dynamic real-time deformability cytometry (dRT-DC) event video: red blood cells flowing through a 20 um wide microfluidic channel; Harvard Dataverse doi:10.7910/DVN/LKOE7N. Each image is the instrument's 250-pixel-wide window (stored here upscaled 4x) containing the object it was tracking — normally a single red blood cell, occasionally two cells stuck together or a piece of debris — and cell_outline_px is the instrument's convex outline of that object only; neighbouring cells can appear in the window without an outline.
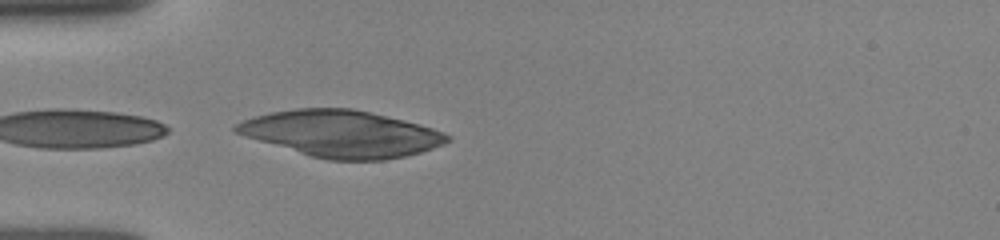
{"species": "human", "species_latin": "Homo sapiens", "temperature_condition": "room temperature", "stored_images_in_passage": 16, "camera_frame_rate_fps": 3000, "um_per_image_px": 0.085, "donor": {"sex": "female"}, "frame": {"image": 1, "passage_image": 8, "time_ms": 2.333, "image_size_px": [1000, 240], "cell_outline_px": [[452, 140], [444, 144], [420, 152], [404, 156], [384, 160], [328, 160], [312, 156], [260, 140], [236, 132], [232, 128], [236, 124], [244, 120], [256, 116], [272, 112], [296, 108], [352, 108], [404, 120], [420, 124], [444, 132], [452, 136]], "centroid_in_image_um": [29.09, 11.36], "position_along_channel_um": 55.9, "area_um2": 56.7}}
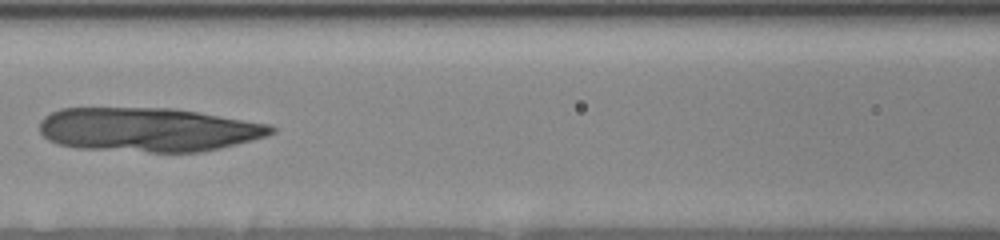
{"frame": {"image": 2, "passage_image": 13, "time_ms": 4.0, "image_size_px": [1000, 240], "cell_outline_px": [[276, 132], [268, 136], [220, 148], [200, 152], [148, 152], [76, 148], [56, 144], [48, 140], [40, 132], [40, 120], [44, 116], [60, 108], [172, 108], [268, 124], [276, 128]], "centroid_in_image_um": [12.56, 11.03], "position_along_channel_um": 154.0, "area_um2": 59.48}}
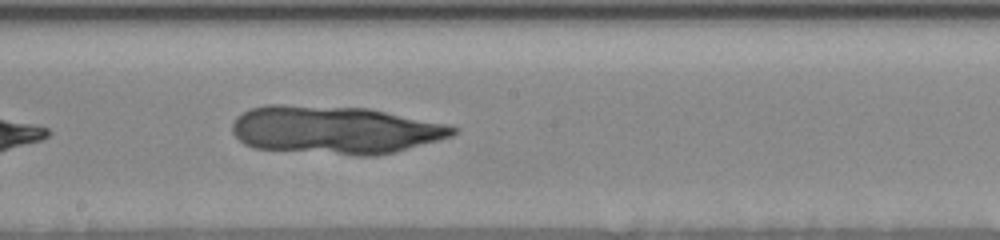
{"frame": {"image": 3, "passage_image": 16, "time_ms": 5.0, "image_size_px": [1000, 240], "cell_outline_px": [[460, 128], [452, 136], [396, 152], [376, 156], [356, 156], [252, 148], [244, 144], [232, 132], [232, 124], [236, 116], [252, 108], [268, 104], [284, 104], [368, 108], [444, 124]], "centroid_in_image_um": [28.43, 11.05], "position_along_channel_um": 219.8, "area_um2": 62.02}}